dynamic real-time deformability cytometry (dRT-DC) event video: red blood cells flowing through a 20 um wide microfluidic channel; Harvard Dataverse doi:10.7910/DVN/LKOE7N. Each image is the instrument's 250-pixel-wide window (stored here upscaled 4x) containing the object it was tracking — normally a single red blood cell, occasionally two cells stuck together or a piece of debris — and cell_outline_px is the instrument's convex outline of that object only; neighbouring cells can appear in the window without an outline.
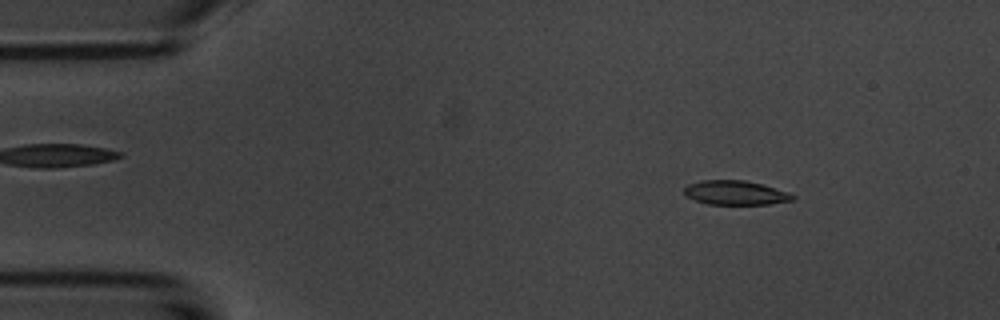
{"species": "common noctule bat (a hibernating species)", "species_latin": "Nyctalus noctula", "temperature_condition": "room temperature", "stored_images_in_passage": 3, "camera_frame_rate_fps": 3000, "um_per_image_px": 0.085, "animal": {"sex": "male", "body_mass_g": 20.1, "forearm_length_mm": 53.5}, "frame": {"image": 1, "passage_image": 1, "time_ms": 0.0, "image_size_px": [1000, 320], "cell_outline_px": [[796, 200], [768, 204], [708, 204], [696, 200], [688, 196], [684, 192], [684, 188], [688, 184], [700, 180], [744, 180], [760, 184], [788, 192], [796, 196]], "centroid_in_image_um": [62.53, 16.38], "position_along_channel_um": 22.5, "area_um2": 15.2}}
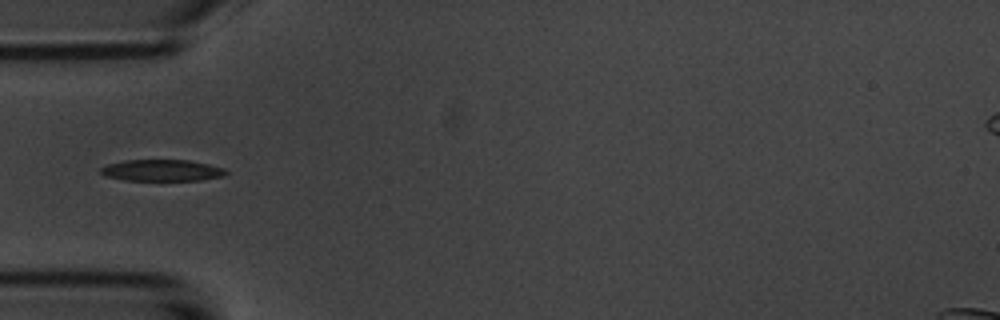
{"frame": {"image": 2, "passage_image": 3, "time_ms": 3.333, "image_size_px": [1000, 320], "cell_outline_px": [[228, 172], [224, 176], [200, 180], [124, 180], [104, 176], [100, 172], [100, 168], [108, 164], [124, 160], [188, 160], [208, 164], [224, 168]], "centroid_in_image_um": [13.75, 14.48], "position_along_channel_um": 71.3, "area_um2": 15.66}}